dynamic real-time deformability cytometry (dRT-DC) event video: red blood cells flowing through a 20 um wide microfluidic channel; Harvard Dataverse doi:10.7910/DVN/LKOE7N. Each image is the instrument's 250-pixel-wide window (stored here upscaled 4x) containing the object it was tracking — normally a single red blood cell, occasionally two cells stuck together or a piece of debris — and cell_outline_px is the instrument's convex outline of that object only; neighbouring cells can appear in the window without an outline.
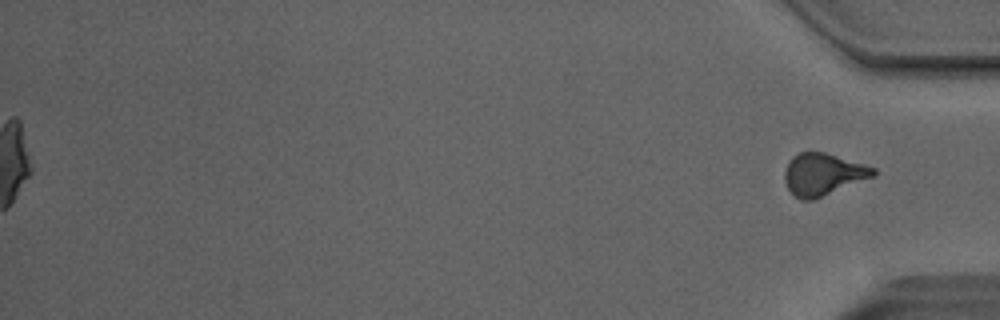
{"species": "Egyptian fruit bat (a non-hibernating species)", "species_latin": "Rousettus aegyptiacus", "temperature_condition": "room temperature", "stored_images_in_passage": 43, "segment_of_instrument_passage": [2, 2], "camera_frame_rate_fps": 3000, "um_per_image_px": 0.085, "animal": {"sex": "male"}, "frame": {"image": 1, "passage_image": 43, "time_ms": 14.0, "image_size_px": [1000, 320], "cell_outline_px": [[876, 172], [872, 176], [812, 200], [800, 200], [788, 188], [784, 180], [784, 172], [788, 160], [792, 156], [800, 152], [824, 152], [864, 164], [876, 168]], "centroid_in_image_um": [69.9, 14.8], "position_along_channel_um": 365.3, "area_um2": 21.33}}